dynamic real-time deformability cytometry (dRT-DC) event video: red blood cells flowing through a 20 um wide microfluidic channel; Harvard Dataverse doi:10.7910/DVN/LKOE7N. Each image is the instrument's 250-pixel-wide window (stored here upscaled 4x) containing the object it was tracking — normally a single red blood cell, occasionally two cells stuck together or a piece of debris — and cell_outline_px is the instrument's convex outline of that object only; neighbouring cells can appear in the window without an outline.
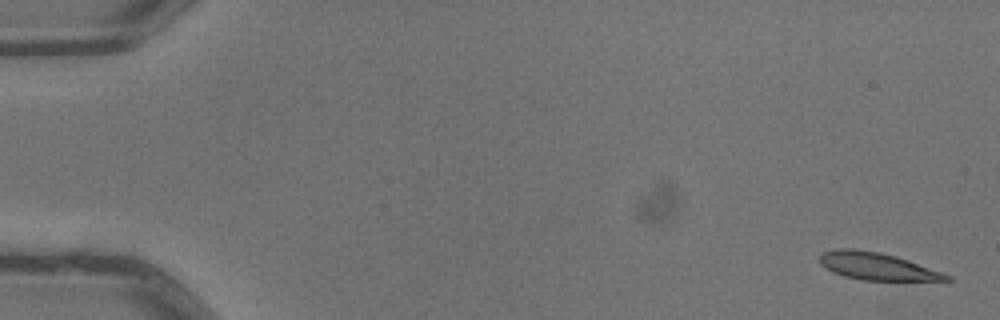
{"species": "common noctule bat (a hibernating species)", "species_latin": "Nyctalus noctula", "temperature_condition": "warm", "stored_images_in_passage": 5, "camera_frame_rate_fps": 3000, "um_per_image_px": 0.085, "animal": {"sex": "male", "body_mass_g": 13.3}, "frame": {"image": 1, "passage_image": 1, "time_ms": 0.0, "image_size_px": [1000, 320], "cell_outline_px": [[952, 280], [860, 280], [844, 276], [832, 272], [820, 264], [820, 252], [840, 248], [852, 248], [880, 252], [896, 256], [944, 272], [952, 276]], "centroid_in_image_um": [74.53, 22.62], "position_along_channel_um": 10.5, "area_um2": 20.29}}
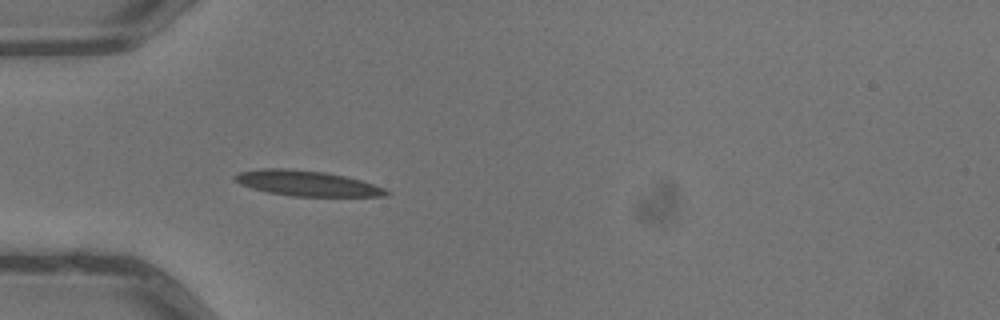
{"frame": {"image": 2, "passage_image": 5, "time_ms": 1.333, "image_size_px": [1000, 320], "cell_outline_px": [[392, 192], [384, 196], [292, 196], [268, 192], [252, 188], [240, 184], [232, 180], [232, 176], [240, 172], [264, 168], [284, 168], [324, 172], [344, 176], [360, 180], [384, 188]], "centroid_in_image_um": [26.05, 15.58], "position_along_channel_um": 59.0, "area_um2": 22.2}}